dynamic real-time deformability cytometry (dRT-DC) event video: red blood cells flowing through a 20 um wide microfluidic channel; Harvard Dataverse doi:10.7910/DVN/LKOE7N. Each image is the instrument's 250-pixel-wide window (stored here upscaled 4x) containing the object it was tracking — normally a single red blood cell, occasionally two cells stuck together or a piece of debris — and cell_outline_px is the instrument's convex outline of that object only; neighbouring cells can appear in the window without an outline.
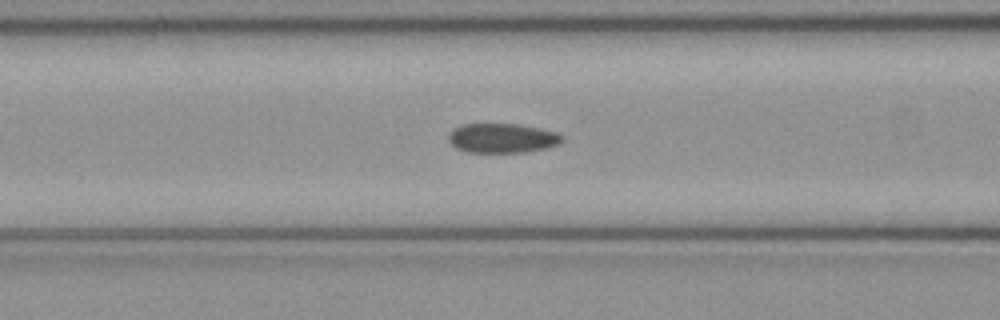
{"species": "common noctule bat (a hibernating species)", "species_latin": "Nyctalus noctula", "temperature_condition": "cold", "stored_images_in_passage": 38, "camera_frame_rate_fps": 3000, "um_per_image_px": 0.085, "animal": {"sex": "female", "body_mass_g": 21.9}, "frame": {"image": 1, "passage_image": 14, "time_ms": 4.333, "image_size_px": [1000, 320], "cell_outline_px": [[564, 140], [560, 144], [548, 148], [524, 152], [468, 152], [456, 148], [448, 140], [448, 136], [456, 128], [464, 124], [520, 124], [540, 128], [556, 132], [564, 136]], "centroid_in_image_um": [42.76, 11.74], "position_along_channel_um": 123.8, "area_um2": 19.54}}
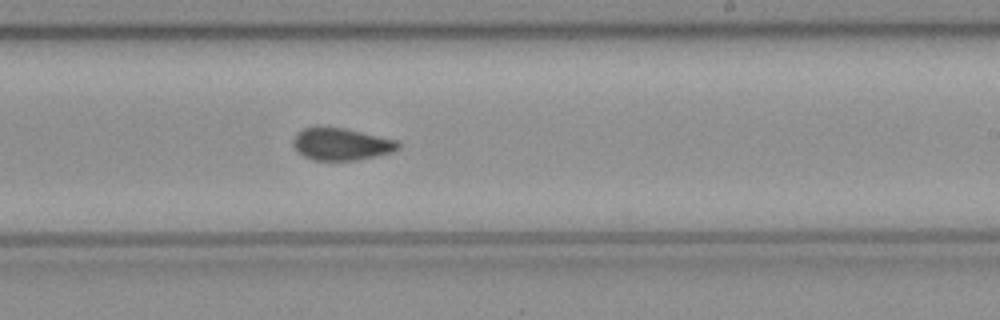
{"frame": {"image": 2, "passage_image": 24, "time_ms": 7.667, "image_size_px": [1000, 320], "cell_outline_px": [[400, 148], [392, 152], [376, 156], [356, 160], [316, 160], [304, 156], [292, 144], [292, 140], [296, 132], [304, 128], [316, 124], [320, 124], [344, 128], [400, 140]], "centroid_in_image_um": [29.0, 12.2], "position_along_channel_um": 260.0, "area_um2": 20.23}}
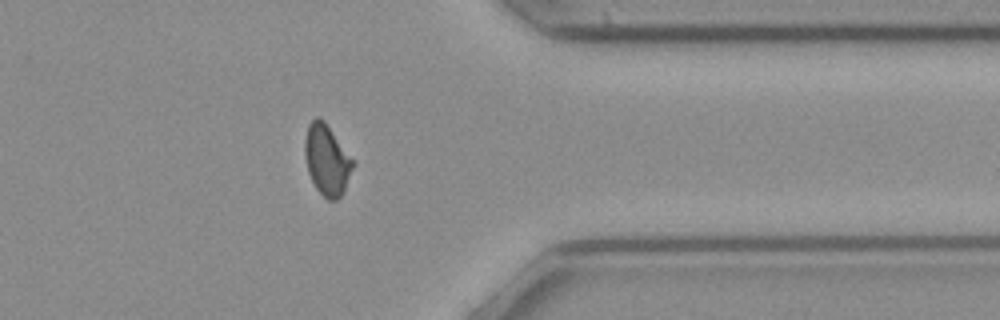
{"frame": {"image": 3, "passage_image": 34, "time_ms": 11.0, "image_size_px": [1000, 320], "cell_outline_px": [[356, 164], [344, 192], [336, 200], [328, 200], [316, 188], [308, 172], [304, 156], [304, 140], [308, 124], [316, 116], [320, 116], [324, 120], [356, 160]], "centroid_in_image_um": [27.82, 13.56], "position_along_channel_um": 383.6, "area_um2": 20.4}, "authors_computed_cell_mechanics": {"area_um2": 20.23, "velocity_mm_per_s": 4.0709, "shape_relaxation_time_tau1_ms": null, "shape_relaxation_time_tau2_ms": 1.9757, "deformation_change_tau1": null, "deformation_change_tau2": 0.0566}}